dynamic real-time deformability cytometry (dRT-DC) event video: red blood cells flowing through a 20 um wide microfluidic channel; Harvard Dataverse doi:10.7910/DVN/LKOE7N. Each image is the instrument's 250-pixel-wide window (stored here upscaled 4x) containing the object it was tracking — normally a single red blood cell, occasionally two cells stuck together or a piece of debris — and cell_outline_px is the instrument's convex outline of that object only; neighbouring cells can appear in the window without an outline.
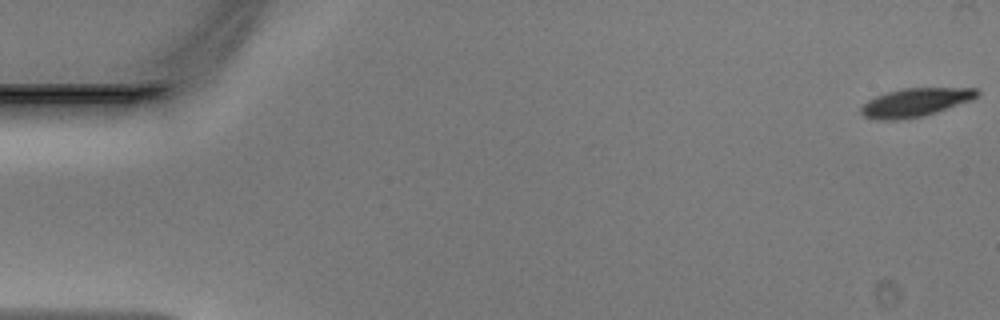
{"species": "Egyptian fruit bat (a non-hibernating species)", "species_latin": "Rousettus aegyptiacus", "temperature_condition": "warm", "stored_images_in_passage": 8, "camera_frame_rate_fps": 3000, "um_per_image_px": 0.085, "animal": {"sex": "male"}, "frame": {"image": 1, "passage_image": 1, "time_ms": 0.0, "image_size_px": [1000, 320], "cell_outline_px": [[980, 96], [972, 100], [924, 116], [896, 120], [876, 120], [864, 116], [860, 112], [860, 108], [868, 100], [876, 96], [888, 92], [904, 88], [976, 88], [980, 92]], "centroid_in_image_um": [77.82, 8.71], "position_along_channel_um": 7.2, "area_um2": 19.25}}